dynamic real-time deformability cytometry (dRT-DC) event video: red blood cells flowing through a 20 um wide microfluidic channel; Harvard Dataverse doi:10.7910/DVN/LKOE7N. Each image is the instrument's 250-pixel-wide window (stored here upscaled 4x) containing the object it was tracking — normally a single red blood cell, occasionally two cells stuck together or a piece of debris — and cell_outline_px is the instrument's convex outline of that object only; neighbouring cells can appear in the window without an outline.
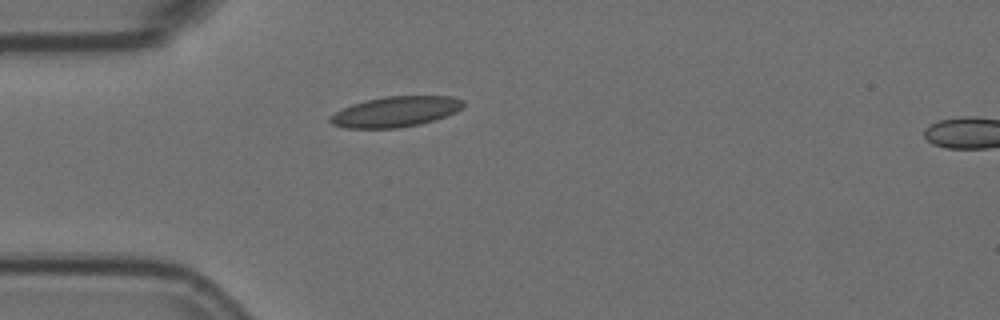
{"species": "Egyptian fruit bat (a non-hibernating species)", "species_latin": "Rousettus aegyptiacus", "temperature_condition": "room temperature", "stored_images_in_passage": 1, "camera_frame_rate_fps": 3000, "um_per_image_px": 0.085, "animal": {"sex": "female"}, "frame": {"image": 1, "passage_image": 1, "time_ms": 0.0, "image_size_px": [1000, 320], "cell_outline_px": [[464, 108], [456, 112], [420, 124], [396, 128], [344, 128], [332, 124], [328, 120], [328, 116], [352, 104], [368, 100], [388, 96], [452, 96], [464, 100]], "centroid_in_image_um": [33.63, 9.49], "position_along_channel_um": 51.4, "area_um2": 23.52}}